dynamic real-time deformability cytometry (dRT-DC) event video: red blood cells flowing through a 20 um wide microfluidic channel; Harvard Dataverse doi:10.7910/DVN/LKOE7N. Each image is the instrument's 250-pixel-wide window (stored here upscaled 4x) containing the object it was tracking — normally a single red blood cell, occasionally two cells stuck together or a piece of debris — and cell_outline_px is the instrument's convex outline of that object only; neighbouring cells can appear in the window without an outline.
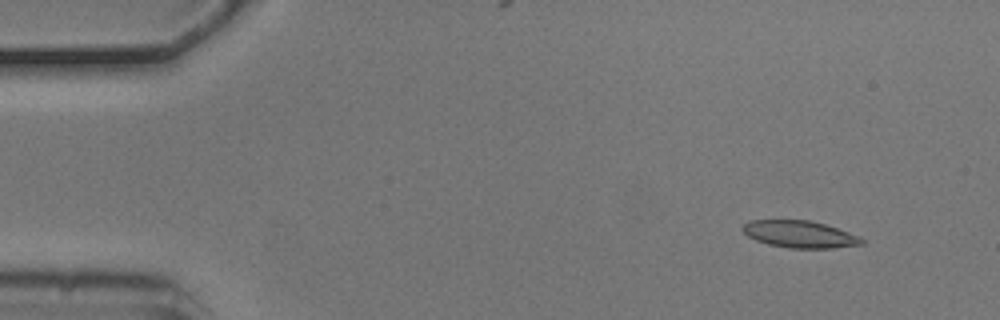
{"species": "common noctule bat (a hibernating species)", "species_latin": "Nyctalus noctula", "temperature_condition": "cold", "stored_images_in_passage": 5, "camera_frame_rate_fps": 3000, "um_per_image_px": 0.085, "animal": {"sex": "male", "body_mass_g": 20.5, "forearm_length_mm": 52.5}, "frame": {"image": 1, "passage_image": 2, "time_ms": 0.333, "image_size_px": [1000, 320], "cell_outline_px": [[864, 244], [832, 248], [788, 248], [768, 244], [756, 240], [748, 236], [740, 228], [748, 220], [808, 220], [824, 224], [860, 236], [864, 240]], "centroid_in_image_um": [67.96, 19.91], "position_along_channel_um": 17.0, "area_um2": 18.73}}
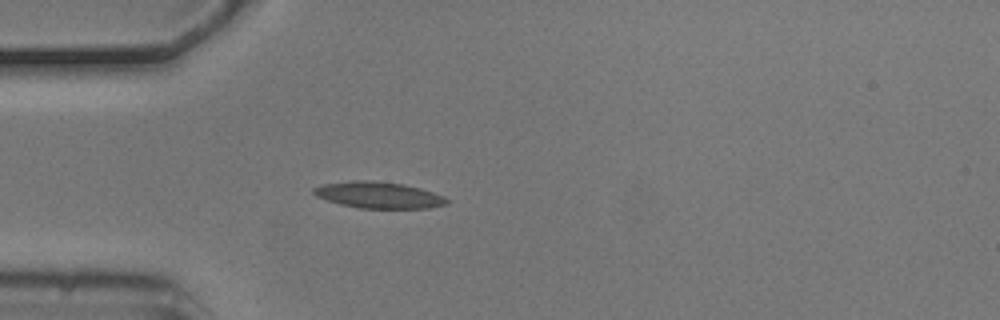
{"frame": {"image": 2, "passage_image": 5, "time_ms": 1.333, "image_size_px": [1000, 320], "cell_outline_px": [[448, 204], [428, 208], [360, 208], [340, 204], [316, 196], [312, 192], [312, 188], [324, 184], [352, 180], [368, 180], [404, 184], [420, 188], [444, 196], [448, 200]], "centroid_in_image_um": [32.18, 16.57], "position_along_channel_um": 52.8, "area_um2": 20.4}}